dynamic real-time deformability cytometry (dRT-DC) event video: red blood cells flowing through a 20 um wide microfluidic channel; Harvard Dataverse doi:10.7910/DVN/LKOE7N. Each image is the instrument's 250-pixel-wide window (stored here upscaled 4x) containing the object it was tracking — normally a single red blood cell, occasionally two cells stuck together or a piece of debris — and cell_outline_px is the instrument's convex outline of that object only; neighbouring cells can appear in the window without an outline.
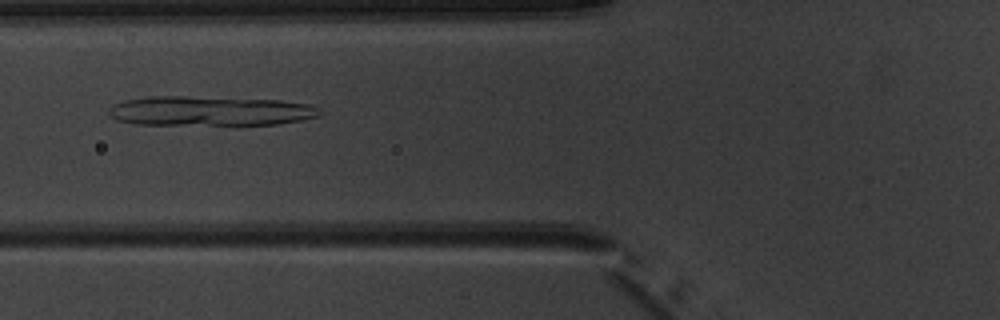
{"species": "common noctule bat (a hibernating species)", "species_latin": "Nyctalus noctula", "temperature_condition": "warm", "stored_images_in_passage": 6, "camera_frame_rate_fps": 3000, "um_per_image_px": 0.085, "animal": {"sex": "male", "body_mass_g": 20.1, "forearm_length_mm": 53.5}, "frame": {"image": 1, "passage_image": 6, "time_ms": 6.0, "image_size_px": [1000, 320], "cell_outline_px": [[320, 116], [304, 120], [276, 124], [136, 124], [116, 120], [108, 116], [108, 108], [112, 104], [124, 100], [148, 96], [184, 96], [280, 100], [308, 104], [320, 108]], "centroid_in_image_um": [17.81, 9.42], "position_along_channel_um": 108.0, "area_um2": 36.53}}